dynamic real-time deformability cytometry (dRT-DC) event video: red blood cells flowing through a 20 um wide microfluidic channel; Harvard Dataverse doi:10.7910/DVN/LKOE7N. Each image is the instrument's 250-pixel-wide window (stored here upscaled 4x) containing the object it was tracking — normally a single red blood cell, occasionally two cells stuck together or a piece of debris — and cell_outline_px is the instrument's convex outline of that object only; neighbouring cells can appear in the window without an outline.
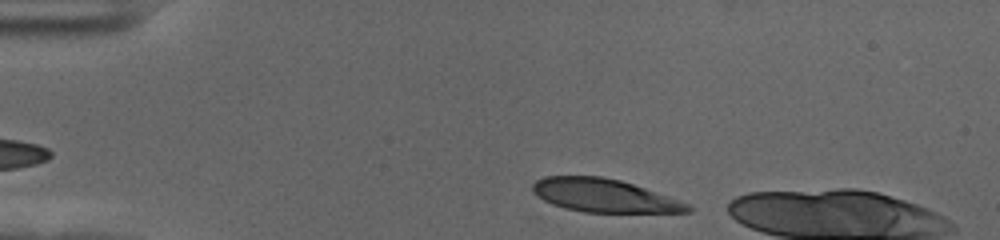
{"species": "human", "species_latin": "Homo sapiens", "temperature_condition": "cold", "stored_images_in_passage": 7, "camera_frame_rate_fps": 3000, "um_per_image_px": 0.085, "donor": {"sex": "female"}, "frame": {"image": 1, "passage_image": 2, "time_ms": 0.333, "image_size_px": [1000, 240], "cell_outline_px": [[692, 212], [584, 212], [564, 208], [552, 204], [544, 200], [532, 188], [532, 184], [536, 180], [544, 176], [600, 176], [620, 180], [680, 200], [688, 204], [692, 208]], "centroid_in_image_um": [51.35, 16.62], "position_along_channel_um": 33.7, "area_um2": 29.65}}